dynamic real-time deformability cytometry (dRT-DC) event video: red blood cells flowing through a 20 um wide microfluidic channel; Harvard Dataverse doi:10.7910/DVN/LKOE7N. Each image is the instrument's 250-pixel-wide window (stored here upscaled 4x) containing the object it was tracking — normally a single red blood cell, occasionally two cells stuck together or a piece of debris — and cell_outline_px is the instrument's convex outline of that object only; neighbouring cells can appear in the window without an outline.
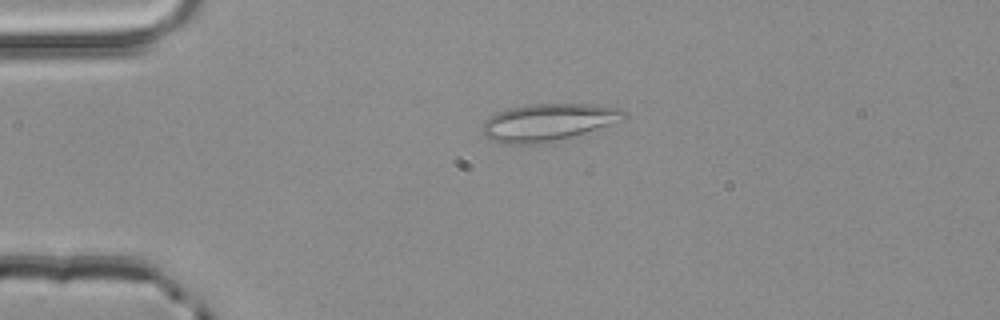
{"species": "common noctule bat (a hibernating species)", "species_latin": "Nyctalus noctula", "temperature_condition": "room temperature", "stored_images_in_passage": 43, "camera_frame_rate_fps": 3000, "um_per_image_px": 0.085, "animal": {"sex": "male", "body_mass_g": 20.4}, "frame": {"image": 1, "passage_image": 3, "time_ms": 0.667, "image_size_px": [1000, 320], "cell_outline_px": [[628, 116], [624, 120], [548, 144], [500, 144], [488, 140], [484, 136], [484, 120], [496, 112], [508, 108], [528, 104], [588, 104], [620, 108], [628, 112]], "centroid_in_image_um": [46.58, 10.41], "position_along_channel_um": 38.4, "area_um2": 31.27}}
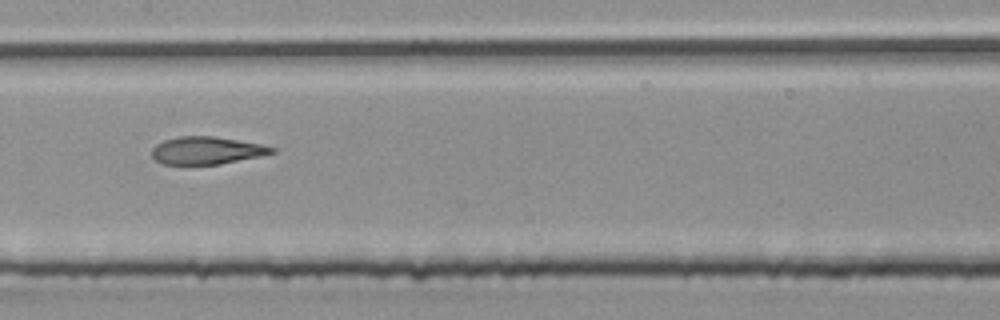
{"frame": {"image": 2, "passage_image": 17, "time_ms": 5.333, "image_size_px": [1000, 320], "cell_outline_px": [[276, 152], [260, 156], [220, 164], [164, 164], [156, 160], [152, 156], [152, 148], [156, 144], [164, 140], [176, 136], [212, 136], [260, 144], [276, 148]], "centroid_in_image_um": [17.55, 12.78], "position_along_channel_um": 189.9, "area_um2": 19.13}}
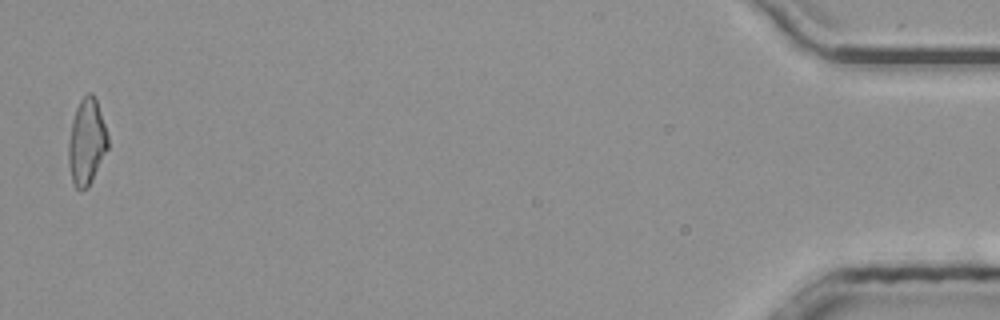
{"frame": {"image": 3, "passage_image": 42, "time_ms": 13.667, "image_size_px": [1000, 320], "cell_outline_px": [[108, 148], [88, 188], [80, 192], [72, 184], [68, 160], [68, 140], [72, 120], [76, 108], [80, 100], [88, 92], [92, 92], [96, 96], [108, 136]], "centroid_in_image_um": [7.35, 12.07], "position_along_channel_um": 427.8, "area_um2": 20.06}, "authors_computed_cell_mechanics": {"area_um2": 20.0566, "velocity_mm_per_s": 4.0211, "shape_relaxation_time_tau1_ms": 9.7336, "shape_relaxation_time_tau2_ms": 1.835, "deformation_change_tau1": 0.2571, "deformation_change_tau2": 0.1075}}